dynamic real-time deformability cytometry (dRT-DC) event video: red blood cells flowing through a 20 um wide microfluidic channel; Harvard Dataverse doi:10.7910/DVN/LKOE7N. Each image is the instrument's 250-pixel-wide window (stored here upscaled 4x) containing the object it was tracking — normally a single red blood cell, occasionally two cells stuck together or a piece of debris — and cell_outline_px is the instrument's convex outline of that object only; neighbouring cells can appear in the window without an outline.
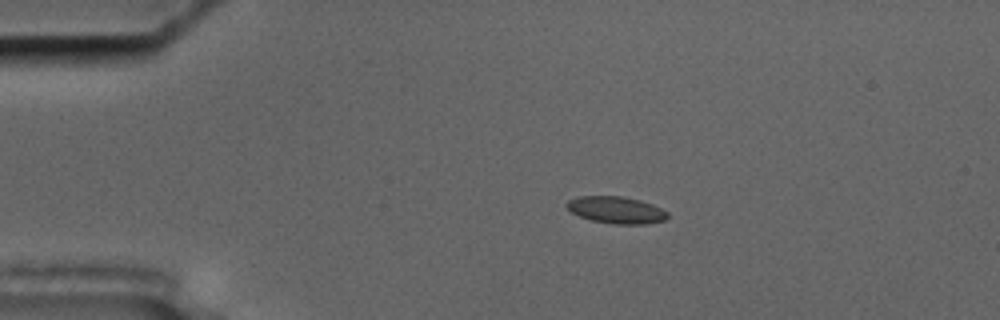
{"species": "common noctule bat (a hibernating species)", "species_latin": "Nyctalus noctula", "temperature_condition": "cold", "stored_images_in_passage": 49, "camera_frame_rate_fps": 3000, "um_per_image_px": 0.085, "animal": {"sex": "male", "body_mass_g": 17.5, "forearm_length_mm": 52.3}, "frame": {"image": 1, "passage_image": 3, "time_ms": 0.667, "image_size_px": [1000, 320], "cell_outline_px": [[668, 216], [664, 220], [648, 224], [612, 224], [592, 220], [580, 216], [572, 212], [564, 204], [568, 200], [576, 196], [624, 196], [640, 200], [652, 204], [668, 212]], "centroid_in_image_um": [52.37, 17.84], "position_along_channel_um": 32.6, "area_um2": 15.9}}
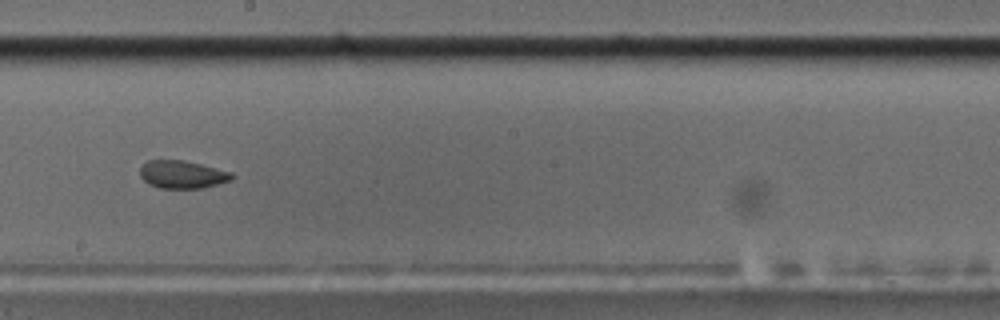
{"frame": {"image": 2, "passage_image": 24, "time_ms": 7.667, "image_size_px": [1000, 320], "cell_outline_px": [[236, 176], [232, 180], [204, 188], [160, 188], [148, 184], [140, 176], [140, 168], [148, 160], [184, 160], [232, 172]], "centroid_in_image_um": [15.52, 14.83], "position_along_channel_um": 232.7, "area_um2": 14.97}}
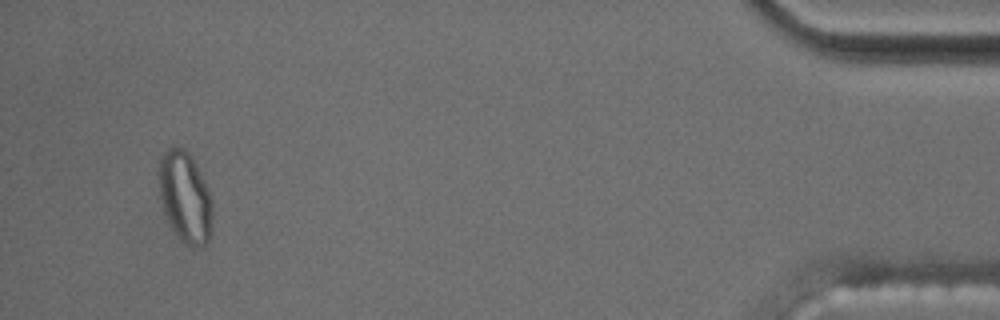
{"frame": {"image": 3, "passage_image": 46, "time_ms": 15.0, "image_size_px": [1000, 320], "cell_outline_px": [[212, 208], [208, 240], [204, 244], [192, 248], [176, 236], [164, 212], [160, 200], [160, 156], [172, 144], [184, 148], [188, 152], [204, 180], [212, 200]], "centroid_in_image_um": [15.71, 16.73], "position_along_channel_um": 419.5, "area_um2": 27.98}, "authors_computed_cell_mechanics": {"area_um2": 16.0106, "velocity_mm_per_s": 3.542, "shape_relaxation_time_tau1_ms": null, "shape_relaxation_time_tau2_ms": 1.1419, "deformation_change_tau1": null, "deformation_change_tau2": 0.0493}}